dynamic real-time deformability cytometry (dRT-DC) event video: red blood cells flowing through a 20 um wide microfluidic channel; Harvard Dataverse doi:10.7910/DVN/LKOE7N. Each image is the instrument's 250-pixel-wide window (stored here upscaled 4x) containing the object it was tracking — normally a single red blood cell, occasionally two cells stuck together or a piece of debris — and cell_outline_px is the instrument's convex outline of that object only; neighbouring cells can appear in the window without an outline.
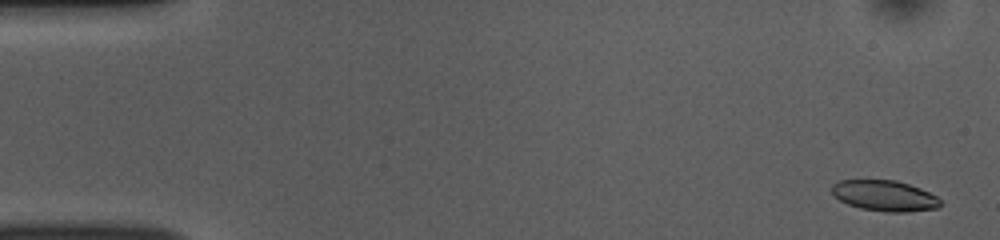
{"species": "common noctule bat (a hibernating species)", "species_latin": "Nyctalus noctula", "temperature_condition": "room temperature", "stored_images_in_passage": 52, "camera_frame_rate_fps": 3000, "um_per_image_px": 0.085, "animal": {"sex": "female", "body_mass_g": 10.0, "forearm_length_mm": 53.1}, "frame": {"image": 1, "passage_image": 2, "time_ms": 0.333, "image_size_px": [1000, 240], "cell_outline_px": [[940, 204], [936, 208], [908, 212], [888, 212], [860, 208], [848, 204], [840, 200], [832, 192], [832, 184], [840, 180], [896, 180], [920, 188], [936, 196], [940, 200]], "centroid_in_image_um": [75.18, 16.63], "position_along_channel_um": 9.8, "area_um2": 19.25}}
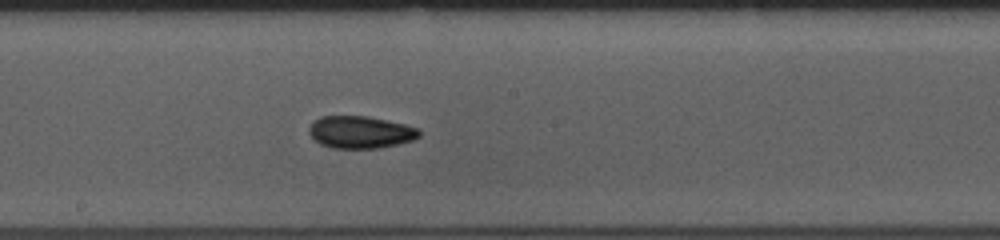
{"frame": {"image": 2, "passage_image": 28, "time_ms": 9.0, "image_size_px": [1000, 240], "cell_outline_px": [[420, 136], [412, 140], [380, 148], [332, 148], [320, 144], [308, 132], [308, 128], [312, 120], [320, 116], [368, 116], [404, 124], [420, 128]], "centroid_in_image_um": [30.61, 11.22], "position_along_channel_um": 217.6, "area_um2": 20.81}}
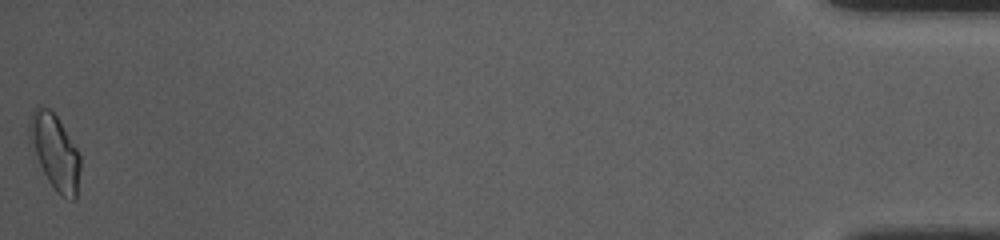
{"frame": {"image": 3, "passage_image": 52, "time_ms": 17.0, "image_size_px": [1000, 240], "cell_outline_px": [[80, 168], [76, 200], [72, 200], [56, 192], [48, 180], [28, 144], [28, 124], [32, 112], [40, 104], [48, 108], [56, 116], [76, 148], [80, 156]], "centroid_in_image_um": [4.63, 12.9], "position_along_channel_um": 430.6, "area_um2": 22.2}, "authors_computed_cell_mechanics": {"area_um2": 20.1144, "velocity_mm_per_s": 3.8503, "shape_relaxation_time_tau1_ms": 5.2023, "shape_relaxation_time_tau2_ms": 3.362, "deformation_change_tau1": 0.1136, "deformation_change_tau2": 0.084}}